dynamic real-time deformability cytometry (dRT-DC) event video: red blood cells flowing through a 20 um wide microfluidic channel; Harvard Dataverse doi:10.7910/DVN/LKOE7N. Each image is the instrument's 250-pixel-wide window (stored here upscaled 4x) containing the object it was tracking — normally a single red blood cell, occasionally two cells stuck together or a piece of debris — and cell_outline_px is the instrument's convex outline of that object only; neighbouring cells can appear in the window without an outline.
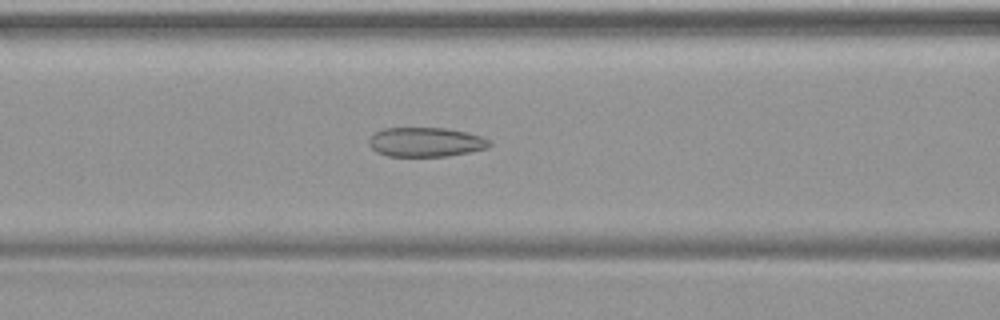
{"species": "common noctule bat (a hibernating species)", "species_latin": "Nyctalus noctula", "temperature_condition": "warm", "stored_images_in_passage": 49, "camera_frame_rate_fps": 3000, "um_per_image_px": 0.085, "animal": {"sex": "female", "body_mass_g": 19.9}, "frame": {"image": 1, "passage_image": 21, "time_ms": 6.667, "image_size_px": [1000, 320], "cell_outline_px": [[492, 144], [488, 148], [472, 152], [448, 156], [388, 156], [376, 152], [368, 144], [368, 136], [384, 128], [444, 128], [468, 132], [492, 140]], "centroid_in_image_um": [36.2, 12.08], "position_along_channel_um": 130.4, "area_um2": 20.92}}
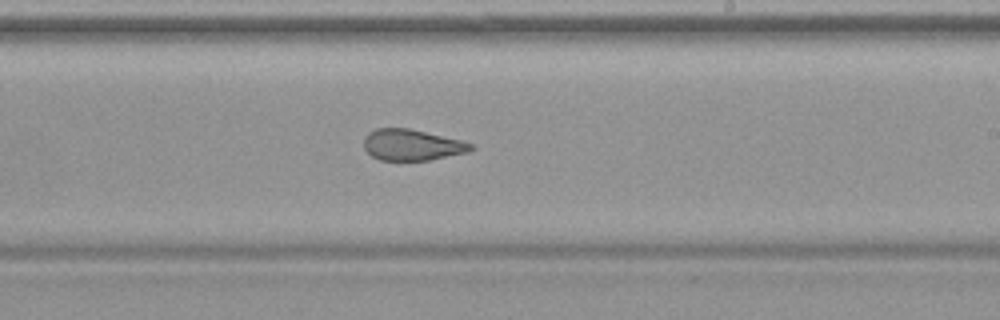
{"frame": {"image": 2, "passage_image": 30, "time_ms": 9.667, "image_size_px": [1000, 320], "cell_outline_px": [[476, 148], [468, 152], [428, 160], [380, 160], [372, 156], [364, 148], [364, 136], [368, 132], [376, 128], [408, 128], [460, 140], [472, 144]], "centroid_in_image_um": [34.99, 12.31], "position_along_channel_um": 254.0, "area_um2": 19.31}}
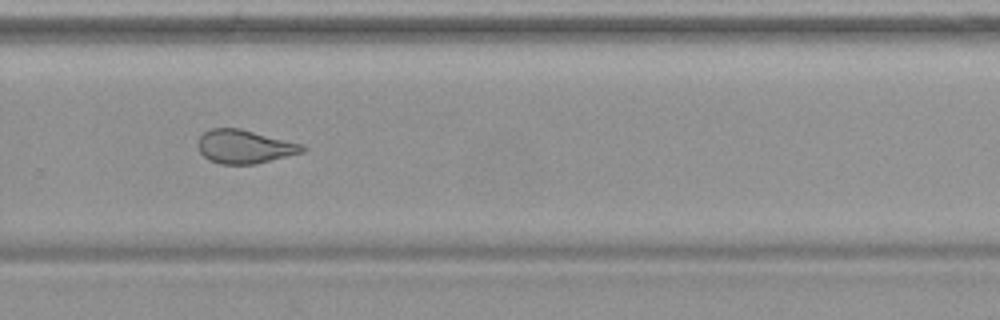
{"frame": {"image": 3, "passage_image": 34, "time_ms": 11.0, "image_size_px": [1000, 320], "cell_outline_px": [[308, 148], [304, 152], [256, 164], [220, 164], [208, 160], [200, 152], [196, 144], [200, 136], [204, 132], [212, 128], [240, 128], [304, 144]], "centroid_in_image_um": [20.8, 12.46], "position_along_channel_um": 309.0, "area_um2": 20.69}}